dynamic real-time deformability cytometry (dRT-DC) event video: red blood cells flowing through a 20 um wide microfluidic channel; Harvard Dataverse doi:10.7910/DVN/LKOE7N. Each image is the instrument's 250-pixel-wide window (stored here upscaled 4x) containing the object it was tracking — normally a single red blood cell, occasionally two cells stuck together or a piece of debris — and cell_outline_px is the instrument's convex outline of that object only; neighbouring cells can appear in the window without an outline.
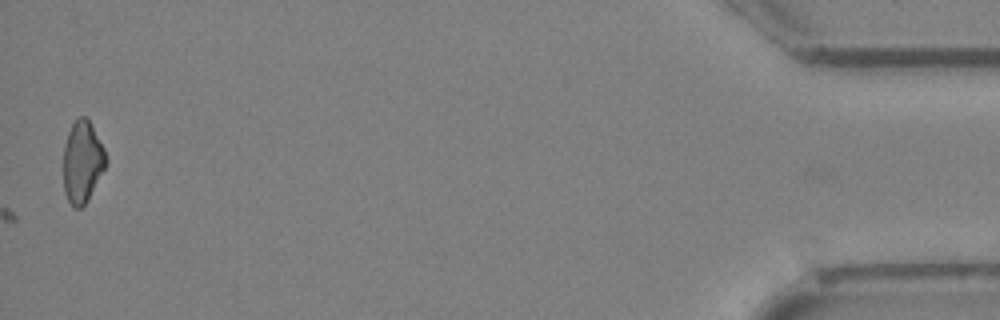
{"species": "Egyptian fruit bat (a non-hibernating species)", "species_latin": "Rousettus aegyptiacus", "temperature_condition": "cold", "stored_images_in_passage": 37, "camera_frame_rate_fps": 3000, "um_per_image_px": 0.085, "animal": {"sex": "female"}, "frame": {"image": 1, "passage_image": 37, "time_ms": 12.0, "image_size_px": [1000, 320], "cell_outline_px": [[108, 160], [88, 200], [80, 208], [72, 208], [64, 192], [64, 144], [68, 132], [72, 124], [80, 116], [84, 116], [88, 120], [104, 148]], "centroid_in_image_um": [6.99, 13.78], "position_along_channel_um": 428.2, "area_um2": 20.06}}